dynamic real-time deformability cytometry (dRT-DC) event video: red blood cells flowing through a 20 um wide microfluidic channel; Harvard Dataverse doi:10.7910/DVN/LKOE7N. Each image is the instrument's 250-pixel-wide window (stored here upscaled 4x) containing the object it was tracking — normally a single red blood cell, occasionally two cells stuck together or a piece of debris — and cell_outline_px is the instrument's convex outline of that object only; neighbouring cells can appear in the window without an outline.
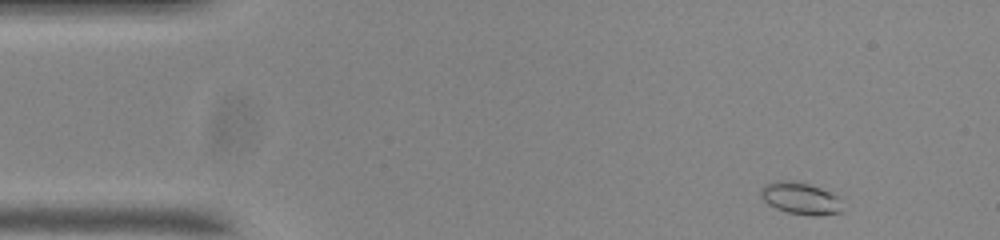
{"species": "common noctule bat (a hibernating species)", "species_latin": "Nyctalus noctula", "temperature_condition": "room temperature", "stored_images_in_passage": 51, "camera_frame_rate_fps": 3000, "um_per_image_px": 0.085, "animal": {"sex": "male", "body_mass_g": 20.0, "forearm_length_mm": 53.3}, "frame": {"image": 1, "passage_image": 1, "time_ms": 0.0, "image_size_px": [1000, 240], "cell_outline_px": [[844, 212], [820, 216], [812, 216], [788, 212], [776, 208], [768, 204], [760, 196], [760, 188], [764, 184], [776, 180], [788, 180], [808, 184], [820, 188], [836, 196]], "centroid_in_image_um": [68.0, 16.86], "position_along_channel_um": 17.0, "area_um2": 15.2}}
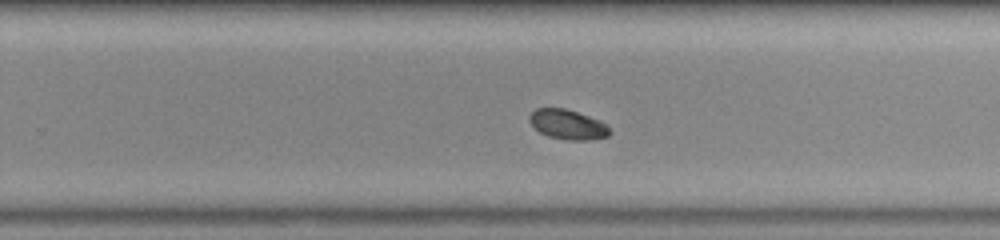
{"frame": {"image": 2, "passage_image": 30, "time_ms": 9.667, "image_size_px": [1000, 240], "cell_outline_px": [[608, 136], [592, 140], [568, 140], [548, 136], [540, 132], [528, 120], [528, 116], [536, 108], [564, 108], [600, 120], [608, 128]], "centroid_in_image_um": [48.22, 10.58], "position_along_channel_um": 281.6, "area_um2": 13.7}}
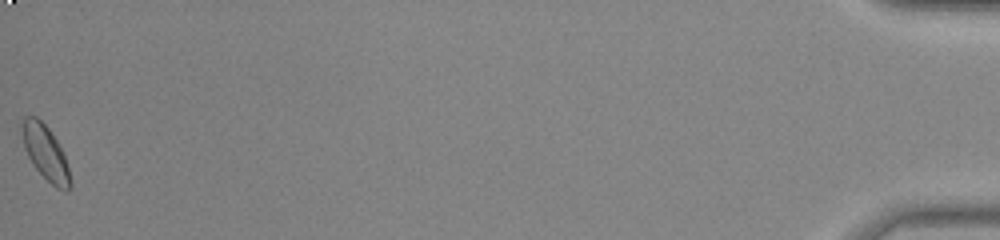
{"frame": {"image": 3, "passage_image": 51, "time_ms": 16.667, "image_size_px": [1000, 240], "cell_outline_px": [[72, 188], [68, 192], [56, 188], [32, 164], [24, 148], [20, 128], [20, 124], [24, 116], [36, 116], [48, 128], [64, 152], [72, 184]], "centroid_in_image_um": [3.86, 12.98], "position_along_channel_um": 431.3, "area_um2": 15.49}, "authors_computed_cell_mechanics": {"area_um2": 14.3922, "velocity_mm_per_s": 3.6664, "shape_relaxation_time_tau1_ms": 2.9752, "shape_relaxation_time_tau2_ms": null, "deformation_change_tau1": 0.0866, "deformation_change_tau2": null}}